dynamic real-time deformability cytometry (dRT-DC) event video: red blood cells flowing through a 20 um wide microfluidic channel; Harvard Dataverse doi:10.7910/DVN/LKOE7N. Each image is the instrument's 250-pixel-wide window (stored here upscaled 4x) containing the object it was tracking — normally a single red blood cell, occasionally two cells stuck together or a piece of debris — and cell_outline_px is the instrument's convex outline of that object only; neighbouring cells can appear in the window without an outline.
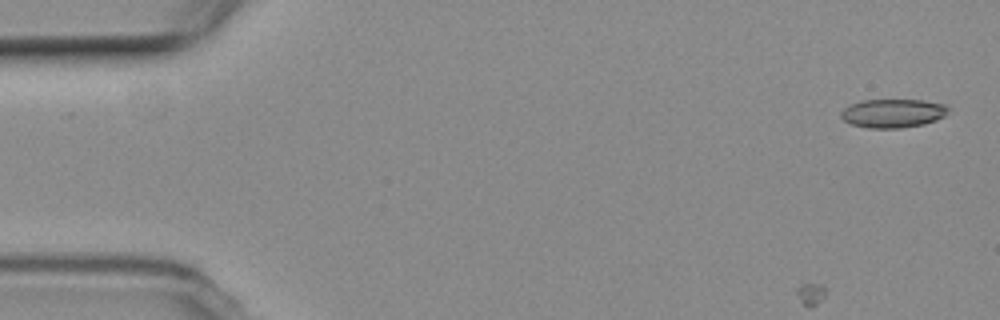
{"species": "common noctule bat (a hibernating species)", "species_latin": "Nyctalus noctula", "temperature_condition": "room temperature", "stored_images_in_passage": 9, "camera_frame_rate_fps": 3000, "um_per_image_px": 0.085, "animal": {"sex": "female", "body_mass_g": 19.3, "forearm_length_mm": 54.1}, "frame": {"image": 1, "passage_image": 1, "time_ms": 0.0, "image_size_px": [1000, 320], "cell_outline_px": [[948, 112], [944, 116], [936, 120], [924, 124], [900, 128], [868, 128], [852, 124], [844, 120], [840, 116], [840, 112], [844, 108], [860, 100], [924, 100], [944, 104], [948, 108]], "centroid_in_image_um": [75.89, 9.62], "position_along_channel_um": 9.1, "area_um2": 17.92}}
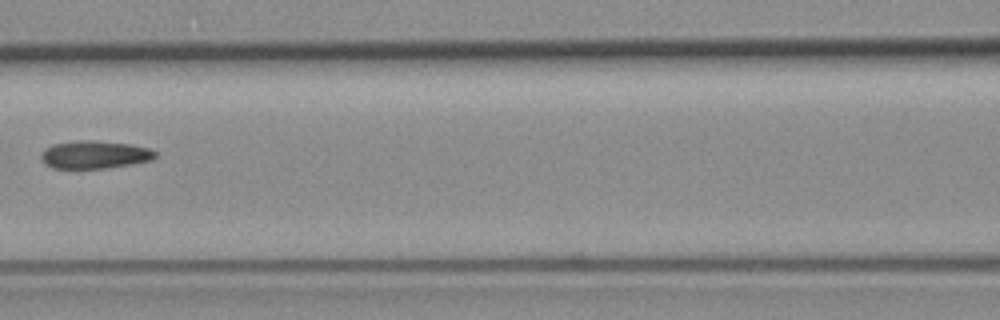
{"frame": {"image": 2, "passage_image": 7, "time_ms": 8.0, "image_size_px": [1000, 320], "cell_outline_px": [[156, 156], [152, 160], [104, 168], [52, 168], [44, 164], [40, 160], [40, 152], [44, 148], [52, 144], [76, 140], [92, 140], [128, 144], [148, 148], [156, 152]], "centroid_in_image_um": [7.95, 13.14], "position_along_channel_um": 158.6, "area_um2": 18.55}}
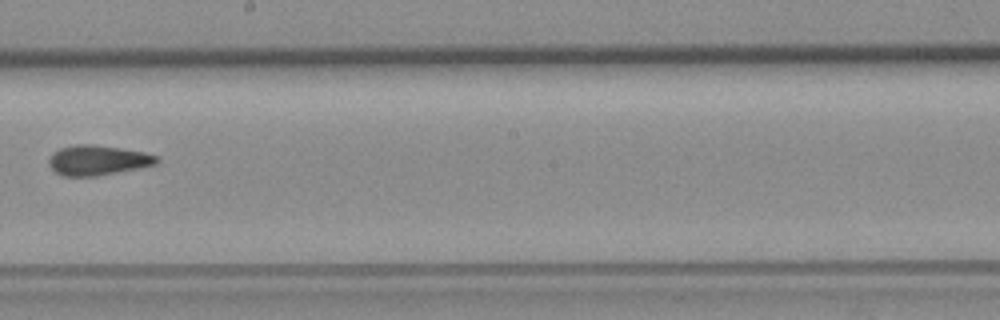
{"frame": {"image": 3, "passage_image": 9, "time_ms": 10.333, "image_size_px": [1000, 320], "cell_outline_px": [[160, 160], [156, 164], [140, 168], [96, 176], [64, 176], [56, 172], [48, 164], [48, 160], [52, 152], [60, 148], [76, 144], [92, 144], [120, 148], [144, 152], [156, 156]], "centroid_in_image_um": [8.29, 13.62], "position_along_channel_um": 239.9, "area_um2": 18.84}}